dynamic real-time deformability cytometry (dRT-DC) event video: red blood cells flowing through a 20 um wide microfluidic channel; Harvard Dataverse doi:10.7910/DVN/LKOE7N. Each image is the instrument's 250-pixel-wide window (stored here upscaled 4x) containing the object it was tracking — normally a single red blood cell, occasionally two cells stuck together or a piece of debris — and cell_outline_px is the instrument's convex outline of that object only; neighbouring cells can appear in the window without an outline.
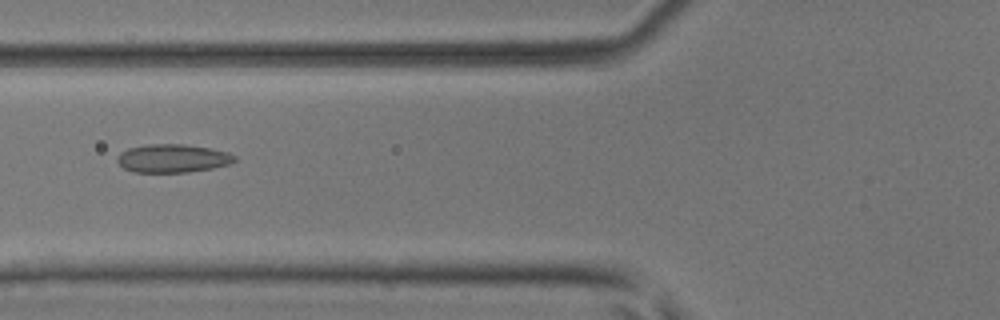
{"species": "common noctule bat (a hibernating species)", "species_latin": "Nyctalus noctula", "temperature_condition": "room temperature", "stored_images_in_passage": 37, "camera_frame_rate_fps": 3000, "um_per_image_px": 0.085, "animal": {"sex": "male", "body_mass_g": 17.9, "forearm_length_mm": 54.2}, "frame": {"image": 1, "passage_image": 7, "time_ms": 2.0, "image_size_px": [1000, 320], "cell_outline_px": [[236, 160], [228, 164], [212, 168], [188, 172], [132, 172], [124, 168], [116, 160], [116, 156], [120, 152], [128, 148], [148, 144], [184, 144], [208, 148], [228, 152], [236, 156]], "centroid_in_image_um": [14.64, 13.46], "position_along_channel_um": 111.2, "area_um2": 19.36}}
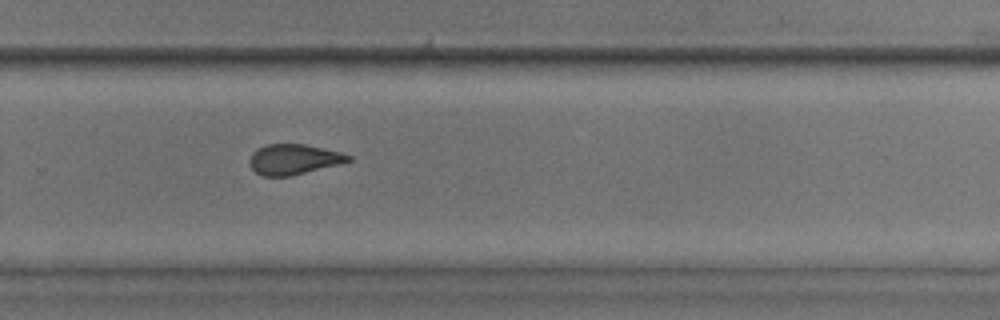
{"frame": {"image": 2, "passage_image": 21, "time_ms": 6.667, "image_size_px": [1000, 320], "cell_outline_px": [[352, 160], [340, 164], [292, 176], [264, 176], [256, 172], [252, 168], [248, 160], [252, 152], [268, 144], [304, 144], [324, 148], [340, 152], [352, 156]], "centroid_in_image_um": [24.98, 13.55], "position_along_channel_um": 304.8, "area_um2": 17.46}}
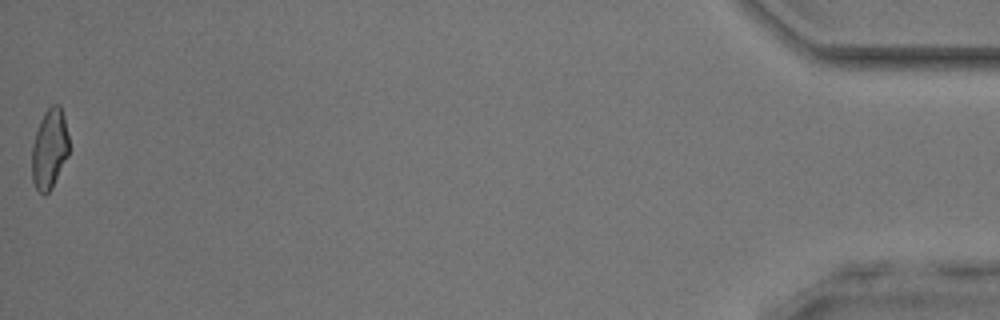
{"frame": {"image": 3, "passage_image": 37, "time_ms": 12.0, "image_size_px": [1000, 320], "cell_outline_px": [[68, 156], [52, 188], [44, 196], [36, 188], [32, 180], [32, 144], [40, 120], [44, 112], [52, 104], [60, 104], [64, 116], [68, 136]], "centroid_in_image_um": [4.2, 12.65], "position_along_channel_um": 431.0, "area_um2": 17.34}, "authors_computed_cell_mechanics": {"area_um2": 18.3226, "velocity_mm_per_s": 4.1653, "shape_relaxation_time_tau1_ms": null, "shape_relaxation_time_tau2_ms": 1.6654, "deformation_change_tau1": null, "deformation_change_tau2": 0.0873}}